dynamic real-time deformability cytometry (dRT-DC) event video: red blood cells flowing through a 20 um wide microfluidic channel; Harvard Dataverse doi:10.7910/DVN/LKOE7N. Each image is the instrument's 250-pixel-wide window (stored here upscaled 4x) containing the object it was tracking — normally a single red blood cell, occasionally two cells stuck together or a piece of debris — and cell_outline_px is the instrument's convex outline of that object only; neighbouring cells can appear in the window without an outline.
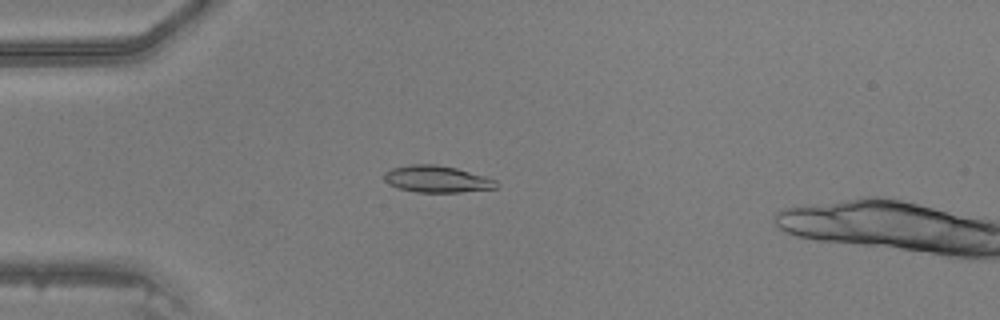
{"species": "common noctule bat (a hibernating species)", "species_latin": "Nyctalus noctula", "temperature_condition": "warm", "stored_images_in_passage": 39, "camera_frame_rate_fps": 3000, "um_per_image_px": 0.085, "animal": {"sex": "male", "body_mass_g": 20.5, "forearm_length_mm": 52.5}, "frame": {"image": 1, "passage_image": 6, "time_ms": 1.667, "image_size_px": [1000, 320], "cell_outline_px": [[500, 184], [496, 188], [460, 192], [416, 192], [400, 188], [388, 184], [384, 180], [384, 172], [392, 168], [412, 164], [436, 164], [456, 168], [484, 176], [496, 180]], "centroid_in_image_um": [37.14, 15.22], "position_along_channel_um": 47.9, "area_um2": 17.46}}
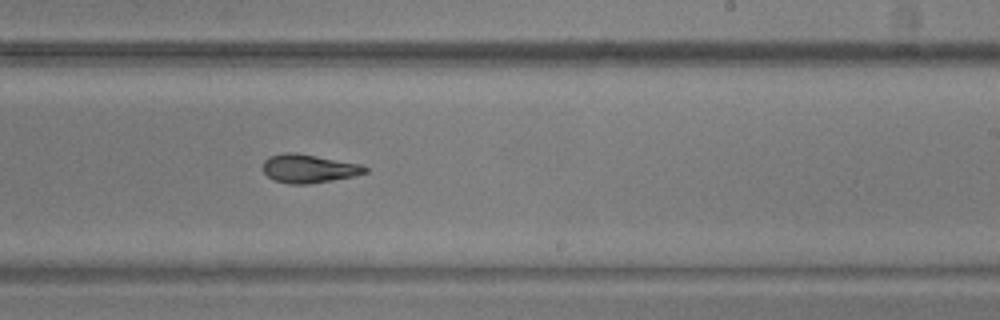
{"frame": {"image": 2, "passage_image": 22, "time_ms": 7.0, "image_size_px": [1000, 320], "cell_outline_px": [[368, 172], [352, 176], [332, 180], [308, 184], [288, 184], [276, 180], [268, 176], [264, 172], [264, 160], [268, 156], [284, 152], [296, 152], [360, 164], [368, 168]], "centroid_in_image_um": [26.23, 14.32], "position_along_channel_um": 262.8, "area_um2": 16.88}}
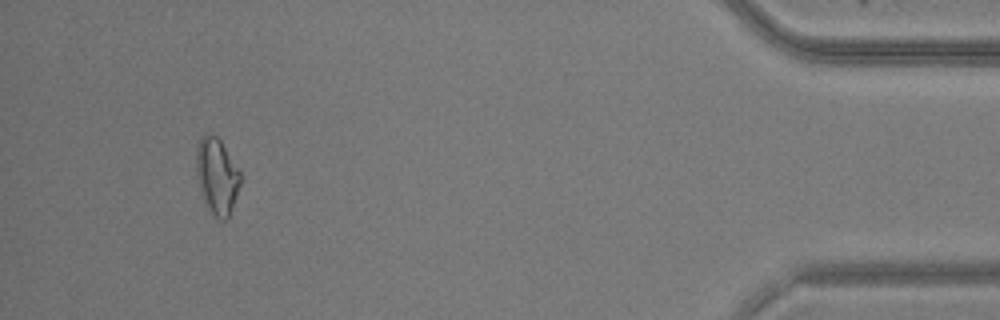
{"frame": {"image": 3, "passage_image": 37, "time_ms": 12.0, "image_size_px": [1000, 320], "cell_outline_px": [[240, 184], [228, 220], [220, 220], [208, 208], [200, 192], [196, 176], [196, 148], [200, 136], [208, 132], [216, 136], [220, 140], [240, 168]], "centroid_in_image_um": [18.43, 14.93], "position_along_channel_um": 416.8, "area_um2": 19.83}}